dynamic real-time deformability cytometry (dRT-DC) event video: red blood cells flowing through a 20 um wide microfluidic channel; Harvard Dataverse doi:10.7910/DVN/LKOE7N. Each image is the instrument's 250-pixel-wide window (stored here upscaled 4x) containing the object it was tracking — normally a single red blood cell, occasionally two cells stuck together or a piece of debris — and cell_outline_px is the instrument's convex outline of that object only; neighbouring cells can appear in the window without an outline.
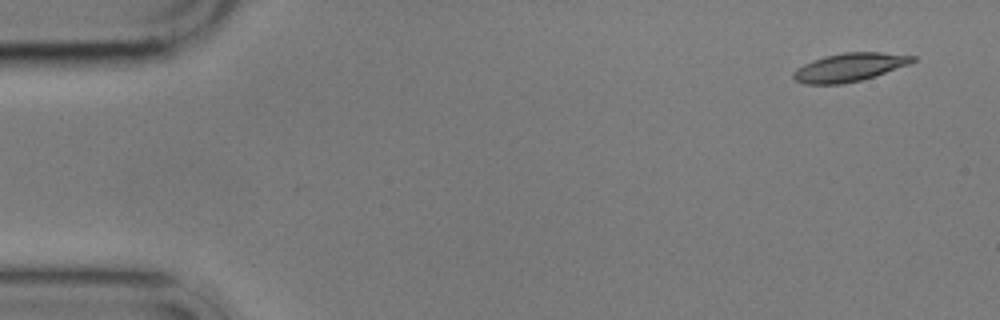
{"species": "common noctule bat (a hibernating species)", "species_latin": "Nyctalus noctula", "temperature_condition": "cold", "stored_images_in_passage": 6, "camera_frame_rate_fps": 3000, "um_per_image_px": 0.085, "animal": {"sex": "male", "body_mass_g": 17.9}, "frame": {"image": 1, "passage_image": 1, "time_ms": 0.0, "image_size_px": [1000, 320], "cell_outline_px": [[916, 60], [908, 64], [860, 80], [840, 84], [804, 84], [796, 80], [792, 76], [792, 72], [796, 68], [812, 60], [824, 56], [844, 52], [880, 52], [916, 56]], "centroid_in_image_um": [72.14, 5.71], "position_along_channel_um": 12.9, "area_um2": 19.42}}
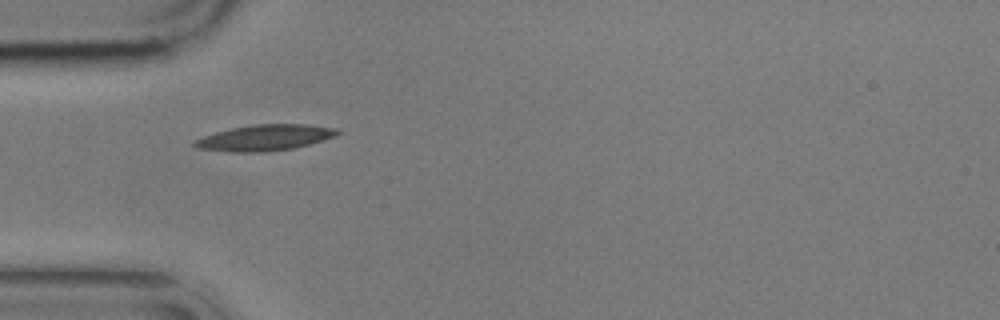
{"frame": {"image": 2, "passage_image": 5, "time_ms": 4.667, "image_size_px": [1000, 320], "cell_outline_px": [[344, 132], [336, 136], [308, 144], [292, 148], [264, 152], [228, 152], [196, 148], [192, 144], [192, 140], [216, 132], [232, 128], [256, 124], [304, 124], [340, 128]], "centroid_in_image_um": [22.53, 11.7], "position_along_channel_um": 62.5, "area_um2": 21.73}}